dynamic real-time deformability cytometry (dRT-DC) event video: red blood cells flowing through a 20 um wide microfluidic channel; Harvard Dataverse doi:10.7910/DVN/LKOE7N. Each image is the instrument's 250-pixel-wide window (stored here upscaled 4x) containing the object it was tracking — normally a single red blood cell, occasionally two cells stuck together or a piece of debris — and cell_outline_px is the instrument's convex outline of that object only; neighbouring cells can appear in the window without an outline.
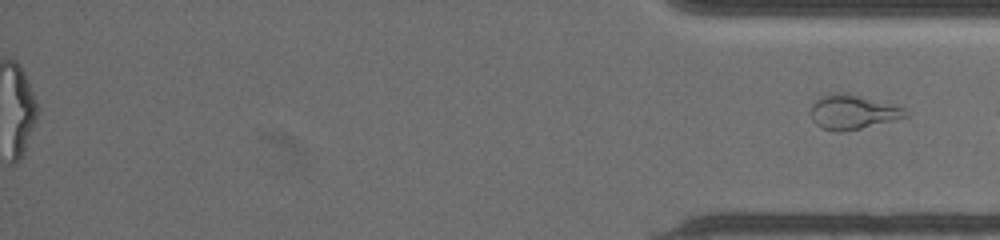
{"species": "common noctule bat (a hibernating species)", "species_latin": "Nyctalus noctula", "temperature_condition": "warm", "stored_images_in_passage": 59, "segment_of_instrument_passage": [2, 2], "camera_frame_rate_fps": 3000, "um_per_image_px": 0.085, "animal": {"sex": "female", "body_mass_g": 19.5, "forearm_length_mm": 54.1}, "frame": {"image": 1, "passage_image": 59, "time_ms": 19.667, "image_size_px": [1000, 240], "cell_outline_px": [[912, 116], [844, 132], [836, 132], [820, 128], [812, 120], [812, 104], [816, 96], [836, 92], [844, 92], [860, 96], [904, 108]], "centroid_in_image_um": [72.45, 9.53], "position_along_channel_um": 362.7, "area_um2": 19.19}}